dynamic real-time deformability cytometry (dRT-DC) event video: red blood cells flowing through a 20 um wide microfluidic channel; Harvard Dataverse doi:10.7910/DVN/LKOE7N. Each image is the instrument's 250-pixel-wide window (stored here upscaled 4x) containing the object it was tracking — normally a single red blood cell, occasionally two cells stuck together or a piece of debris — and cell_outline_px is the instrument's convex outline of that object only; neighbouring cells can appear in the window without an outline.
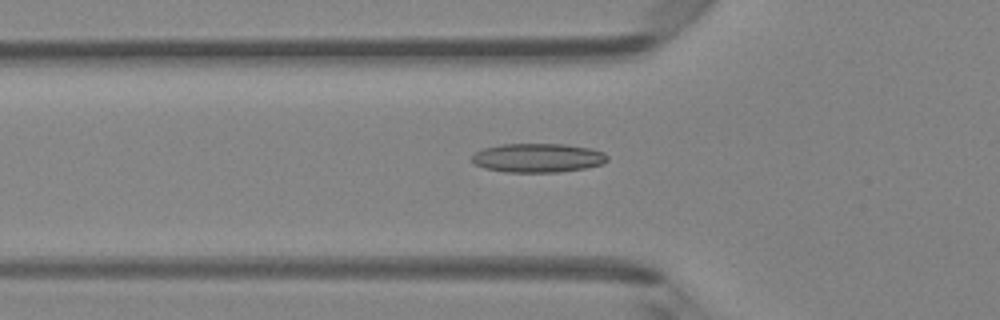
{"species": "Egyptian fruit bat (a non-hibernating species)", "species_latin": "Rousettus aegyptiacus", "temperature_condition": "room temperature", "stored_images_in_passage": 48, "camera_frame_rate_fps": 3000, "um_per_image_px": 0.085, "animal": {"sex": "female"}, "frame": {"image": 1, "passage_image": 17, "time_ms": 5.333, "image_size_px": [1000, 320], "cell_outline_px": [[608, 160], [604, 164], [584, 168], [560, 172], [508, 172], [484, 168], [476, 164], [472, 160], [472, 156], [476, 152], [484, 148], [500, 144], [564, 144], [592, 148], [604, 152], [608, 156]], "centroid_in_image_um": [45.76, 13.41], "position_along_channel_um": 80.0, "area_um2": 22.95}}
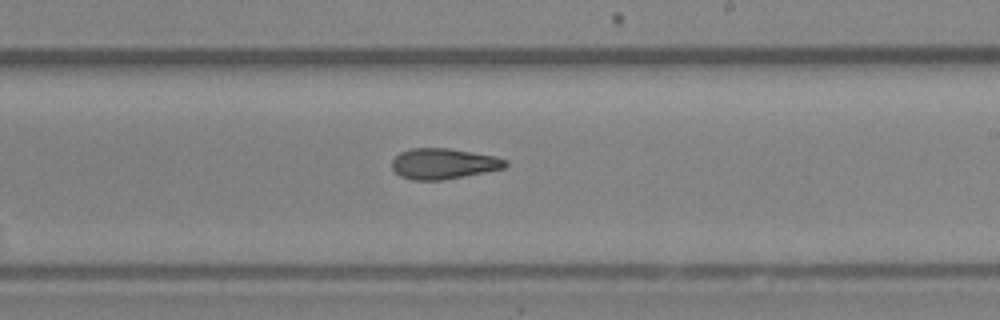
{"frame": {"image": 2, "passage_image": 29, "time_ms": 9.333, "image_size_px": [1000, 320], "cell_outline_px": [[508, 164], [504, 168], [464, 176], [440, 180], [412, 180], [400, 176], [392, 168], [392, 160], [400, 152], [412, 148], [448, 148], [496, 156], [508, 160]], "centroid_in_image_um": [37.7, 13.91], "position_along_channel_um": 251.3, "area_um2": 20.23}}
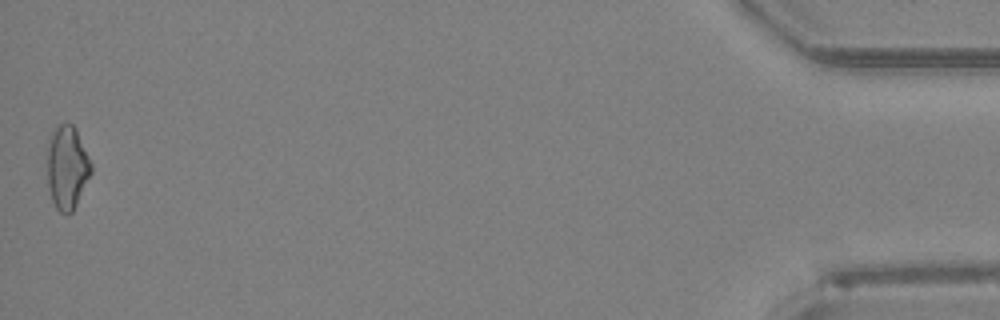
{"frame": {"image": 3, "passage_image": 48, "time_ms": 15.667, "image_size_px": [1000, 320], "cell_outline_px": [[92, 172], [72, 212], [68, 216], [60, 212], [56, 208], [52, 200], [48, 188], [48, 140], [56, 128], [60, 124], [72, 124], [76, 128], [92, 164]], "centroid_in_image_um": [5.71, 14.26], "position_along_channel_um": 429.5, "area_um2": 21.21}, "authors_computed_cell_mechanics": {"area_um2": 20.8658, "velocity_mm_per_s": 4.2911, "shape_relaxation_time_tau1_ms": null, "shape_relaxation_time_tau2_ms": 3.988, "deformation_change_tau1": null, "deformation_change_tau2": 0.1222}}